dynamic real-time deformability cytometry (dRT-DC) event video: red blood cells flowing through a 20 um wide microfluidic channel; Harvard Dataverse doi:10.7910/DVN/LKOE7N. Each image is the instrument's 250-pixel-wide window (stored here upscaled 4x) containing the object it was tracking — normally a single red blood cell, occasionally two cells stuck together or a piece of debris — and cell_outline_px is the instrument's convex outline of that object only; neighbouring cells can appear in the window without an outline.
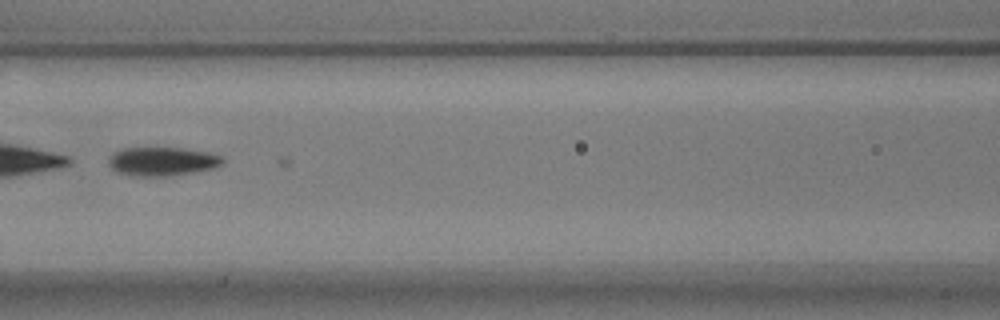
{"species": "common noctule bat (a hibernating species)", "species_latin": "Nyctalus noctula", "temperature_condition": "warm", "stored_images_in_passage": 35, "camera_frame_rate_fps": 3000, "um_per_image_px": 0.085, "animal": {"sex": "male", "body_mass_g": 17.9}, "frame": {"image": 1, "passage_image": 9, "time_ms": 2.667, "image_size_px": [1000, 320], "cell_outline_px": [[224, 160], [216, 168], [196, 172], [168, 176], [132, 176], [116, 172], [108, 164], [108, 156], [112, 152], [120, 148], [184, 148], [208, 152], [220, 156]], "centroid_in_image_um": [13.74, 13.72], "position_along_channel_um": 152.9, "area_um2": 19.36}}